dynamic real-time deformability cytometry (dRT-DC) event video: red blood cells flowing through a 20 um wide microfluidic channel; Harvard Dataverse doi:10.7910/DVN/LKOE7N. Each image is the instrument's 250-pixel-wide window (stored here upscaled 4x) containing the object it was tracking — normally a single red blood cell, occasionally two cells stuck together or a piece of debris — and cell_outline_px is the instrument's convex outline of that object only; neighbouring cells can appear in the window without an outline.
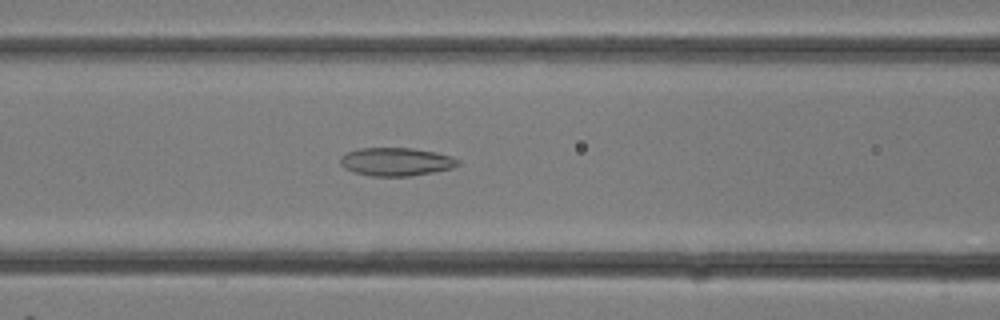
{"species": "common noctule bat (a hibernating species)", "species_latin": "Nyctalus noctula", "temperature_condition": "room temperature", "stored_images_in_passage": 31, "camera_frame_rate_fps": 3000, "um_per_image_px": 0.085, "animal": {"sex": "female"}, "frame": {"image": 1, "passage_image": 13, "time_ms": 4.0, "image_size_px": [1000, 320], "cell_outline_px": [[460, 164], [452, 168], [412, 176], [368, 176], [352, 172], [344, 168], [340, 164], [340, 156], [348, 152], [360, 148], [412, 148], [436, 152], [452, 156], [460, 160]], "centroid_in_image_um": [33.66, 13.75], "position_along_channel_um": 132.9, "area_um2": 19.54}}
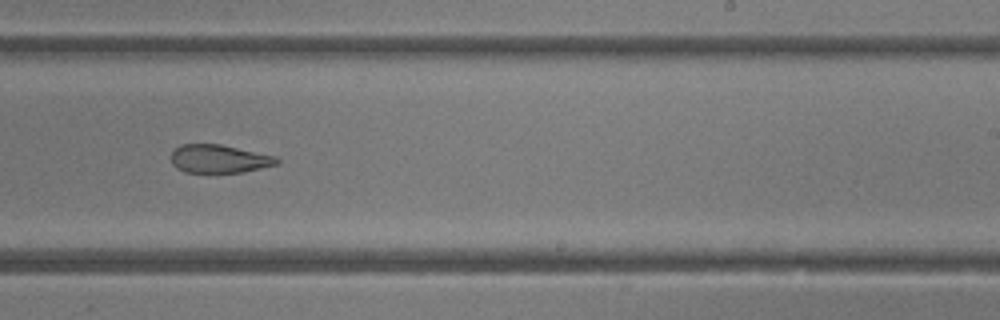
{"frame": {"image": 2, "passage_image": 19, "time_ms": 6.0, "image_size_px": [1000, 320], "cell_outline_px": [[280, 164], [244, 172], [208, 176], [184, 172], [176, 168], [172, 164], [172, 152], [180, 144], [220, 144], [276, 156], [280, 160]], "centroid_in_image_um": [18.62, 13.56], "position_along_channel_um": 270.4, "area_um2": 18.32}}
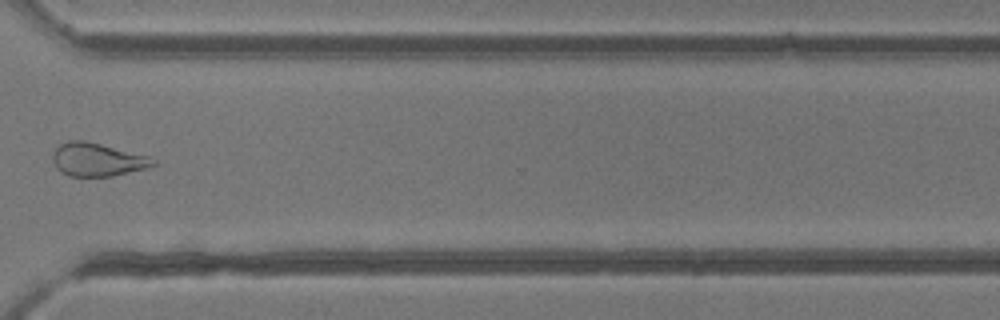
{"frame": {"image": 3, "passage_image": 23, "time_ms": 7.333, "image_size_px": [1000, 320], "cell_outline_px": [[156, 164], [148, 168], [112, 176], [68, 176], [60, 172], [56, 168], [52, 160], [52, 152], [60, 144], [68, 140], [84, 140], [152, 156], [156, 160]], "centroid_in_image_um": [8.28, 13.56], "position_along_channel_um": 362.3, "area_um2": 19.77}}